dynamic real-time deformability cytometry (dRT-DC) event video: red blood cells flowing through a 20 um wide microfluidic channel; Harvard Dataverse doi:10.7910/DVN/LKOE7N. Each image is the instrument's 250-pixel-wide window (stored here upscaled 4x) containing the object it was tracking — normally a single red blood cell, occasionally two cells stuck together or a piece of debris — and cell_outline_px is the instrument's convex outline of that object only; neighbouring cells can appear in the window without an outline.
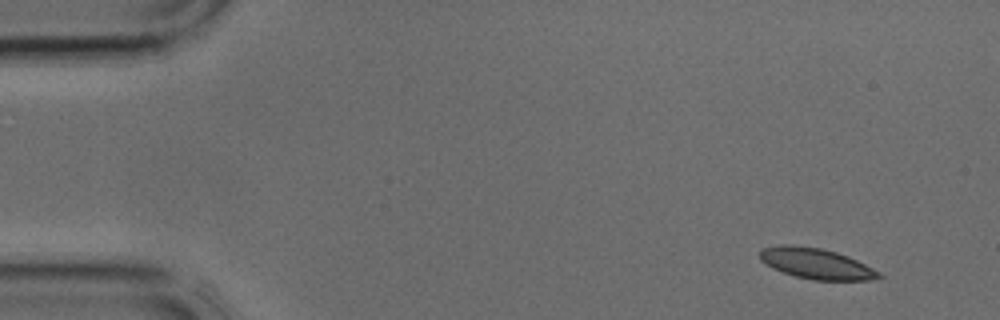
{"species": "common noctule bat (a hibernating species)", "species_latin": "Nyctalus noctula", "temperature_condition": "cold", "stored_images_in_passage": 38, "camera_frame_rate_fps": 3000, "um_per_image_px": 0.085, "animal": {"sex": "male", "body_mass_g": 17.9, "forearm_length_mm": 54.2}, "frame": {"image": 1, "passage_image": 1, "time_ms": 0.0, "image_size_px": [1000, 320], "cell_outline_px": [[884, 276], [868, 280], [812, 280], [796, 276], [772, 268], [760, 260], [760, 252], [764, 248], [780, 244], [792, 244], [820, 248], [836, 252], [848, 256], [880, 272]], "centroid_in_image_um": [69.36, 22.4], "position_along_channel_um": 15.6, "area_um2": 21.15}}
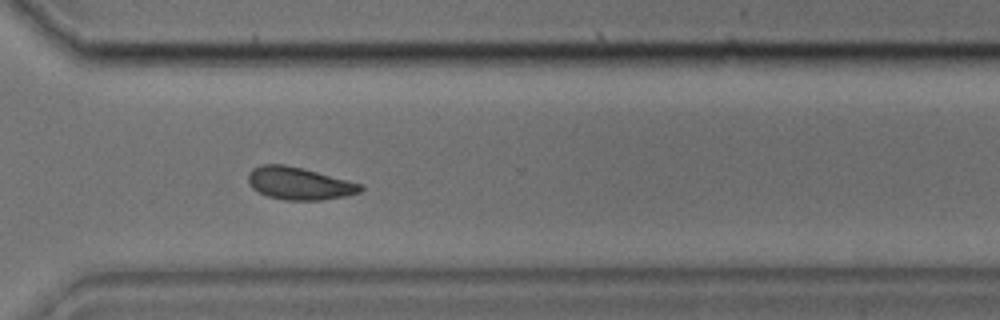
{"frame": {"image": 2, "passage_image": 27, "time_ms": 8.667, "image_size_px": [1000, 320], "cell_outline_px": [[364, 188], [360, 192], [344, 196], [320, 200], [284, 200], [268, 196], [252, 188], [248, 184], [248, 172], [252, 168], [260, 164], [284, 164], [304, 168], [364, 184]], "centroid_in_image_um": [25.43, 15.57], "position_along_channel_um": 345.2, "area_um2": 21.5}}
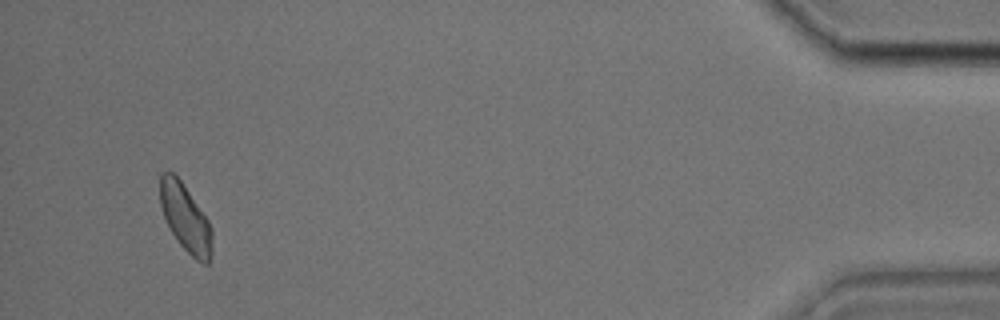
{"frame": {"image": 3, "passage_image": 36, "time_ms": 11.667, "image_size_px": [1000, 320], "cell_outline_px": [[212, 252], [208, 264], [204, 264], [196, 260], [180, 244], [172, 232], [164, 216], [160, 204], [160, 176], [164, 172], [172, 172], [180, 180], [208, 220], [212, 228]], "centroid_in_image_um": [15.78, 18.55], "position_along_channel_um": 419.4, "area_um2": 20.06}}